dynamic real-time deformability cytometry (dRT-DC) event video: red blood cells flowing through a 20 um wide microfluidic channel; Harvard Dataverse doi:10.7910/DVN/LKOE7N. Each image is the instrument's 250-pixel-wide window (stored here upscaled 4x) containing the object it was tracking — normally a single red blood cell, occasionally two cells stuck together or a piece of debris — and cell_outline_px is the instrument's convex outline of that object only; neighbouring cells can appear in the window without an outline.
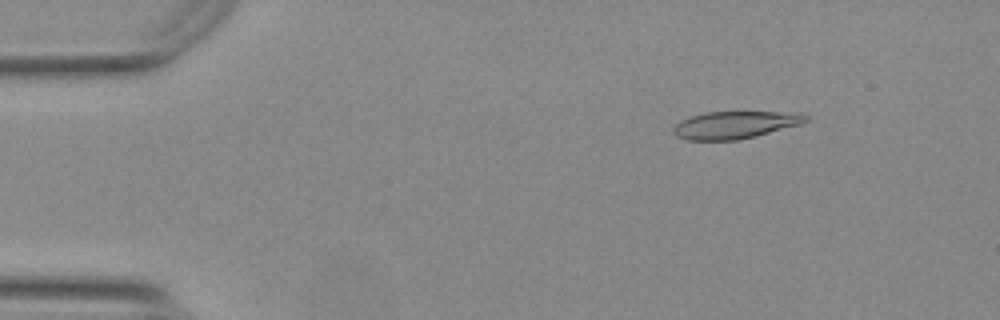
{"species": "Egyptian fruit bat (a non-hibernating species)", "species_latin": "Rousettus aegyptiacus", "temperature_condition": "warm", "stored_images_in_passage": 54, "camera_frame_rate_fps": 3000, "um_per_image_px": 0.085, "animal": {"sex": "female"}, "frame": {"image": 1, "passage_image": 7, "time_ms": 2.0, "image_size_px": [1000, 320], "cell_outline_px": [[808, 120], [800, 124], [756, 136], [740, 140], [688, 140], [676, 136], [672, 132], [672, 128], [680, 120], [704, 112], [800, 112], [808, 116]], "centroid_in_image_um": [62.46, 10.61], "position_along_channel_um": 22.5, "area_um2": 21.21}}
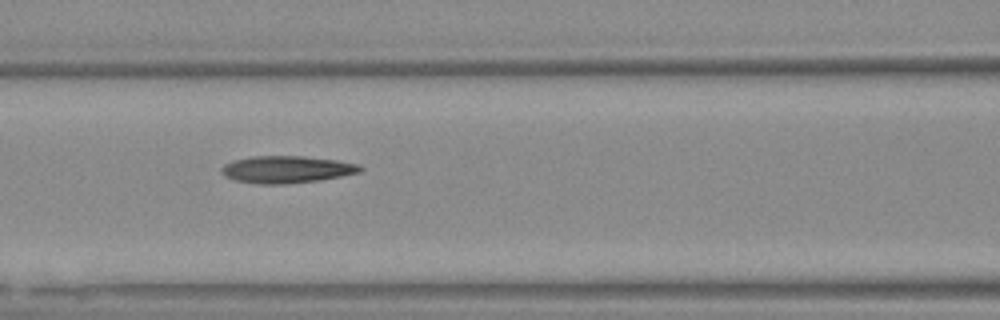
{"frame": {"image": 2, "passage_image": 23, "time_ms": 7.333, "image_size_px": [1000, 320], "cell_outline_px": [[364, 168], [360, 172], [320, 180], [284, 184], [256, 184], [236, 180], [224, 176], [220, 172], [220, 168], [224, 164], [232, 160], [252, 156], [304, 156], [336, 160], [360, 164]], "centroid_in_image_um": [24.34, 14.4], "position_along_channel_um": 142.3, "area_um2": 22.08}}
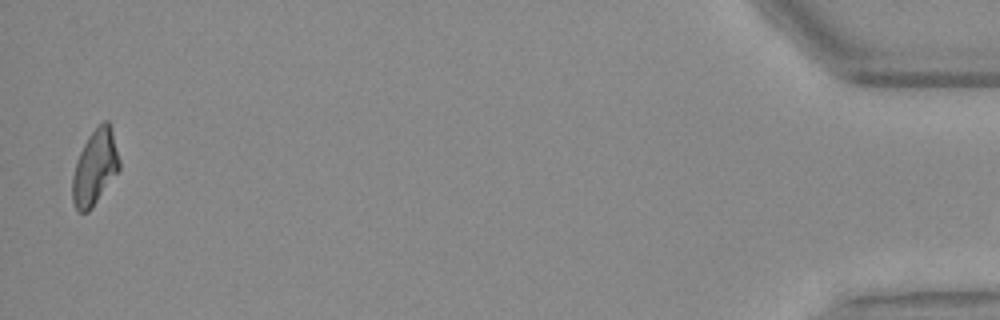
{"frame": {"image": 3, "passage_image": 53, "time_ms": 17.333, "image_size_px": [1000, 320], "cell_outline_px": [[120, 168], [92, 208], [88, 212], [76, 212], [72, 200], [72, 176], [76, 160], [88, 136], [96, 124], [104, 120], [108, 120], [112, 128], [120, 160]], "centroid_in_image_um": [8.06, 14.2], "position_along_channel_um": 427.1, "area_um2": 20.81}}